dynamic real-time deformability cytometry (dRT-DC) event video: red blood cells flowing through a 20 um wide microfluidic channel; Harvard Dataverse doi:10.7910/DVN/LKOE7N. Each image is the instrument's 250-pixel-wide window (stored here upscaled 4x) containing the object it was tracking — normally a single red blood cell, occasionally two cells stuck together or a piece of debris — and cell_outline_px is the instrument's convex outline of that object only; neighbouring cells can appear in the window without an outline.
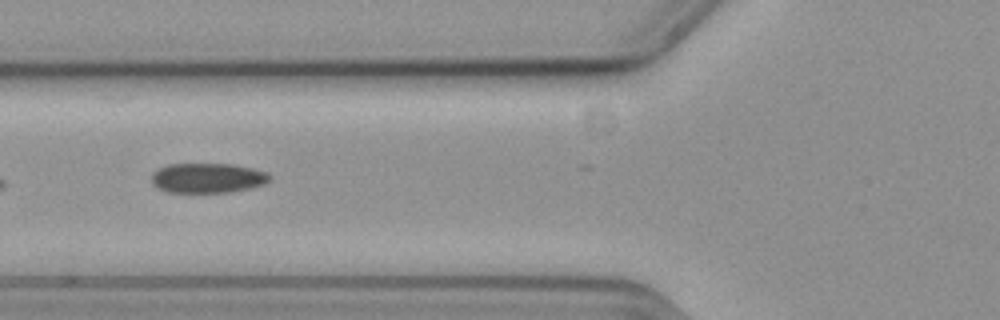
{"species": "common noctule bat (a hibernating species)", "species_latin": "Nyctalus noctula", "temperature_condition": "cold", "stored_images_in_passage": 21, "camera_frame_rate_fps": 3000, "um_per_image_px": 0.085, "animal": {"sex": "female", "body_mass_g": 19.3, "forearm_length_mm": 54.1}, "frame": {"image": 1, "passage_image": 6, "time_ms": 1.667, "image_size_px": [1000, 320], "cell_outline_px": [[272, 176], [264, 184], [248, 188], [228, 192], [168, 192], [156, 188], [152, 184], [152, 172], [168, 164], [232, 164], [252, 168], [268, 172]], "centroid_in_image_um": [17.63, 15.12], "position_along_channel_um": 108.2, "area_um2": 20.52}}